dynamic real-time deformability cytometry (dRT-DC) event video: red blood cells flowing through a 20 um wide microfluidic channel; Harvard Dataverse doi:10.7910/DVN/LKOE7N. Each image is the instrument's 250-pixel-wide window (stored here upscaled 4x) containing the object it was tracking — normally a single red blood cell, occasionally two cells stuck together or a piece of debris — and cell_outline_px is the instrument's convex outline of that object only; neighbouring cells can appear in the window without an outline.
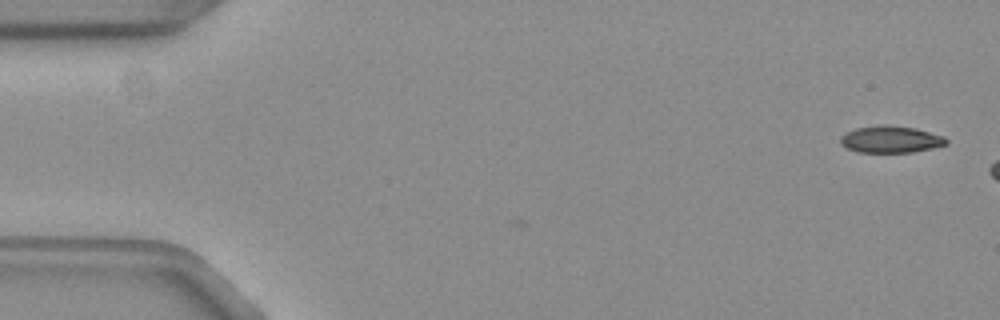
{"species": "common noctule bat (a hibernating species)", "species_latin": "Nyctalus noctula", "temperature_condition": "warm", "stored_images_in_passage": 6, "camera_frame_rate_fps": 3000, "um_per_image_px": 0.085, "animal": {"sex": "female", "body_mass_g": 19.3, "forearm_length_mm": 54.1}, "frame": {"image": 1, "passage_image": 6, "time_ms": 1.667, "image_size_px": [1000, 320], "cell_outline_px": [[948, 144], [932, 148], [912, 152], [860, 152], [848, 148], [840, 144], [840, 136], [856, 128], [884, 124], [916, 128], [944, 136], [948, 140]], "centroid_in_image_um": [75.73, 11.84], "position_along_channel_um": 9.3, "area_um2": 16.53}}